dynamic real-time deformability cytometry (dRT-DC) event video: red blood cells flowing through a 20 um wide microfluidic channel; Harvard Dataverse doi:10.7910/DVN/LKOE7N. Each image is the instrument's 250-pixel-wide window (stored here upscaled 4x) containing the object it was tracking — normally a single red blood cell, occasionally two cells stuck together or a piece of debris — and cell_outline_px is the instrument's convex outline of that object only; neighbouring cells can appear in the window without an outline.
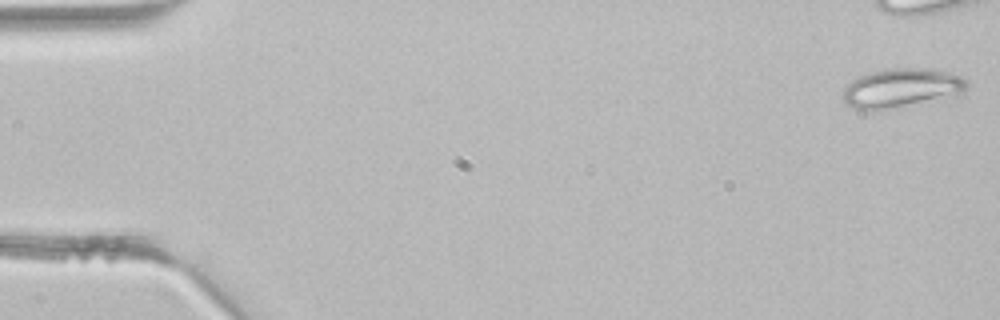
{"species": "common noctule bat (a hibernating species)", "species_latin": "Nyctalus noctula", "temperature_condition": "room temperature", "stored_images_in_passage": 43, "camera_frame_rate_fps": 3000, "um_per_image_px": 0.085, "animal": {"sex": "male", "body_mass_g": 21.5, "forearm_length_mm": 52.0}, "frame": {"image": 1, "passage_image": 1, "time_ms": 0.0, "image_size_px": [1000, 320], "cell_outline_px": [[968, 88], [964, 96], [868, 112], [864, 112], [852, 108], [844, 100], [844, 88], [852, 80], [860, 76], [872, 72], [888, 68], [924, 68], [944, 72], [960, 76], [968, 80]], "centroid_in_image_um": [76.69, 7.52], "position_along_channel_um": 8.3, "area_um2": 28.84}}